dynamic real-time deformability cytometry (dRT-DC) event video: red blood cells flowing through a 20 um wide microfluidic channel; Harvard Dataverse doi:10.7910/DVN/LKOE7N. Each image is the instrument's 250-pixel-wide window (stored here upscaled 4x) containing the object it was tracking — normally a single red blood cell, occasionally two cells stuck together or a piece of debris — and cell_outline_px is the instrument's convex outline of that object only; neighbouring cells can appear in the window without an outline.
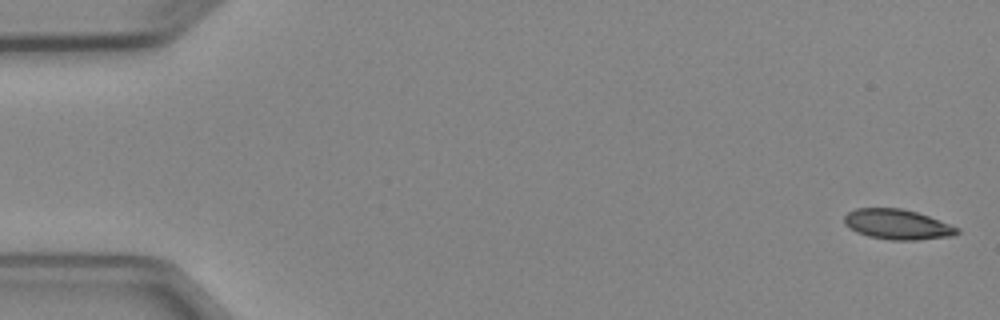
{"species": "Egyptian fruit bat (a non-hibernating species)", "species_latin": "Rousettus aegyptiacus", "temperature_condition": "cold", "stored_images_in_passage": 6, "camera_frame_rate_fps": 3000, "um_per_image_px": 0.085, "animal": {"sex": "female"}, "frame": {"image": 1, "passage_image": 1, "time_ms": 0.0, "image_size_px": [1000, 320], "cell_outline_px": [[960, 232], [952, 236], [916, 240], [892, 240], [868, 236], [856, 232], [844, 224], [844, 216], [848, 212], [856, 208], [900, 208], [916, 212], [928, 216], [960, 228]], "centroid_in_image_um": [76.27, 19.07], "position_along_channel_um": 8.7, "area_um2": 19.77}}
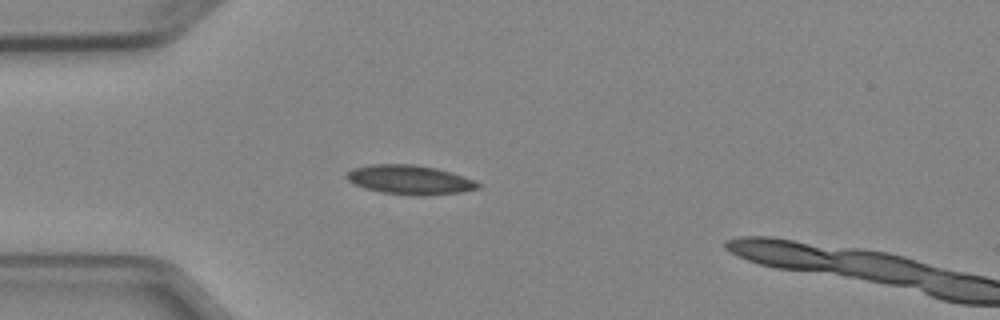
{"frame": {"image": 2, "passage_image": 5, "time_ms": 4.333, "image_size_px": [1000, 320], "cell_outline_px": [[480, 188], [460, 192], [424, 196], [420, 196], [380, 192], [364, 188], [348, 180], [344, 176], [352, 168], [372, 164], [412, 164], [436, 168], [452, 172], [472, 180], [480, 184]], "centroid_in_image_um": [34.81, 15.28], "position_along_channel_um": 50.2, "area_um2": 22.31}}